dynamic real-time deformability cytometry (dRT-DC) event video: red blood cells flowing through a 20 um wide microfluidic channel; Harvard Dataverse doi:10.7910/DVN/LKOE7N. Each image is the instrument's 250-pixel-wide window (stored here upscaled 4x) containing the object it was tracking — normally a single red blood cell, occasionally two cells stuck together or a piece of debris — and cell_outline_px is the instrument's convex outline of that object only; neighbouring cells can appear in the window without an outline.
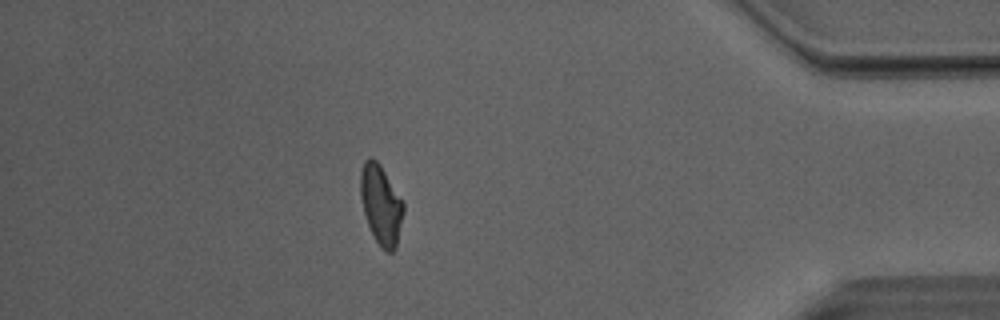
{"species": "Egyptian fruit bat (a non-hibernating species)", "species_latin": "Rousettus aegyptiacus", "temperature_condition": "room temperature", "stored_images_in_passage": 32, "camera_frame_rate_fps": 3000, "um_per_image_px": 0.085, "animal": {"sex": "male"}, "frame": {"image": 1, "passage_image": 28, "time_ms": 9.0, "image_size_px": [1000, 320], "cell_outline_px": [[404, 212], [396, 248], [392, 252], [388, 252], [380, 248], [368, 224], [364, 212], [360, 196], [360, 172], [364, 160], [368, 156], [372, 156], [380, 164], [404, 200]], "centroid_in_image_um": [32.4, 17.36], "position_along_channel_um": 402.8, "area_um2": 20.23}}